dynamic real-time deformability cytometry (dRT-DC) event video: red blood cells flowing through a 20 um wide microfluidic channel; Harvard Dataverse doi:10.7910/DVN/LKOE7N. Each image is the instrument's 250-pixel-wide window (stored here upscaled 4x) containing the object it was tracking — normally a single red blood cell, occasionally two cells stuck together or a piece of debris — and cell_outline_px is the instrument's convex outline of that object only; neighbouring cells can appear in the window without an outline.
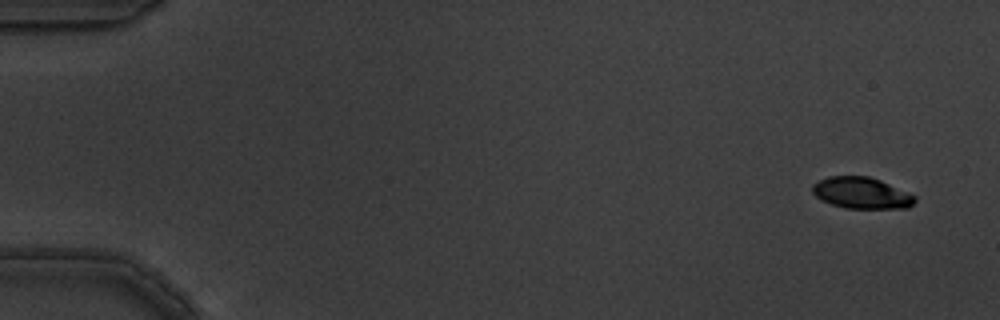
{"species": "common noctule bat (a hibernating species)", "species_latin": "Nyctalus noctula", "temperature_condition": "warm", "stored_images_in_passage": 5, "camera_frame_rate_fps": 3000, "um_per_image_px": 0.085, "animal": {"sex": "male", "body_mass_g": 19.5, "forearm_length_mm": 54.6}, "frame": {"image": 1, "passage_image": 1, "time_ms": 0.0, "image_size_px": [1000, 320], "cell_outline_px": [[916, 200], [908, 208], [844, 208], [820, 200], [812, 192], [812, 184], [828, 176], [868, 176], [880, 180], [908, 192], [916, 196]], "centroid_in_image_um": [73.21, 16.4], "position_along_channel_um": 11.8, "area_um2": 18.73}}
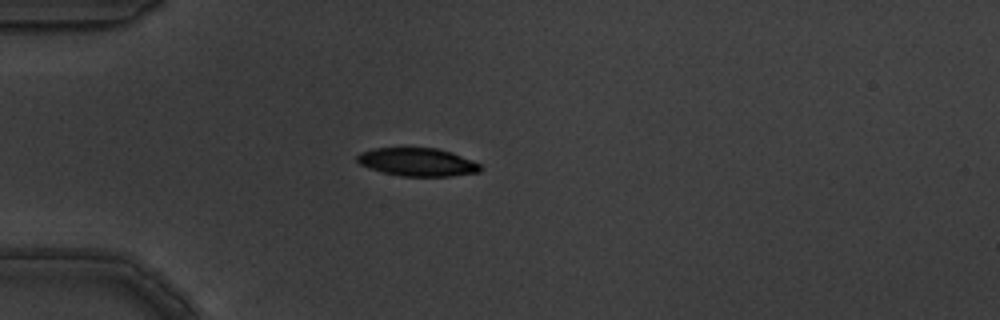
{"frame": {"image": 2, "passage_image": 5, "time_ms": 1.333, "image_size_px": [1000, 320], "cell_outline_px": [[484, 168], [480, 172], [452, 176], [400, 176], [368, 168], [360, 164], [356, 160], [356, 156], [360, 152], [372, 148], [436, 148], [452, 152], [472, 160], [480, 164]], "centroid_in_image_um": [35.49, 13.77], "position_along_channel_um": 49.5, "area_um2": 20.35}}